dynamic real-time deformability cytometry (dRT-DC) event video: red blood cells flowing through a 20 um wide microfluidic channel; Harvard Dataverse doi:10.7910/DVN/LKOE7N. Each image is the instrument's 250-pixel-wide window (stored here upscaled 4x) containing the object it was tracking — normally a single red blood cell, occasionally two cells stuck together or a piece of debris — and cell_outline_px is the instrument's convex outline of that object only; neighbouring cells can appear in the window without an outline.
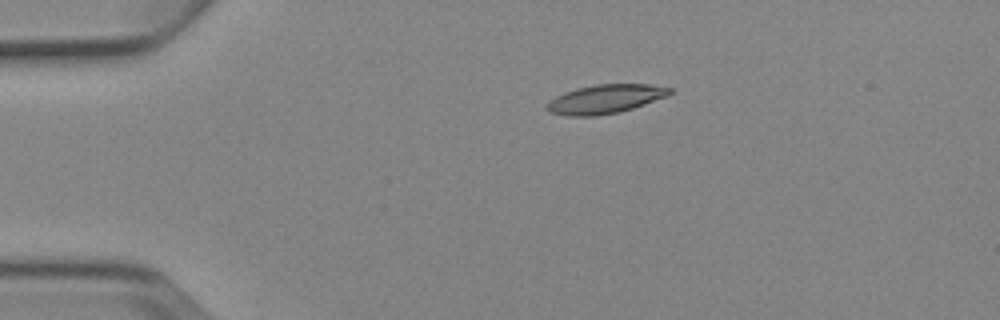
{"species": "Egyptian fruit bat (a non-hibernating species)", "species_latin": "Rousettus aegyptiacus", "temperature_condition": "cold", "stored_images_in_passage": 8, "camera_frame_rate_fps": 3000, "um_per_image_px": 0.085, "animal": {"sex": "female"}, "frame": {"image": 1, "passage_image": 3, "time_ms": 2.333, "image_size_px": [1000, 320], "cell_outline_px": [[672, 92], [668, 96], [632, 108], [616, 112], [596, 116], [568, 116], [548, 112], [544, 108], [556, 96], [564, 92], [576, 88], [596, 84], [652, 84], [672, 88]], "centroid_in_image_um": [51.44, 8.41], "position_along_channel_um": 33.6, "area_um2": 20.63}}
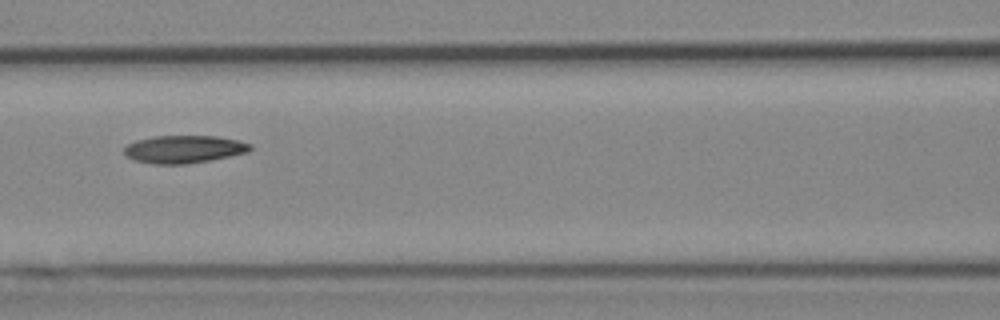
{"frame": {"image": 2, "passage_image": 6, "time_ms": 6.667, "image_size_px": [1000, 320], "cell_outline_px": [[252, 148], [248, 152], [208, 160], [184, 164], [152, 164], [136, 160], [124, 156], [124, 148], [128, 144], [136, 140], [152, 136], [216, 136], [240, 140], [252, 144]], "centroid_in_image_um": [15.62, 12.67], "position_along_channel_um": 151.0, "area_um2": 20.35}}
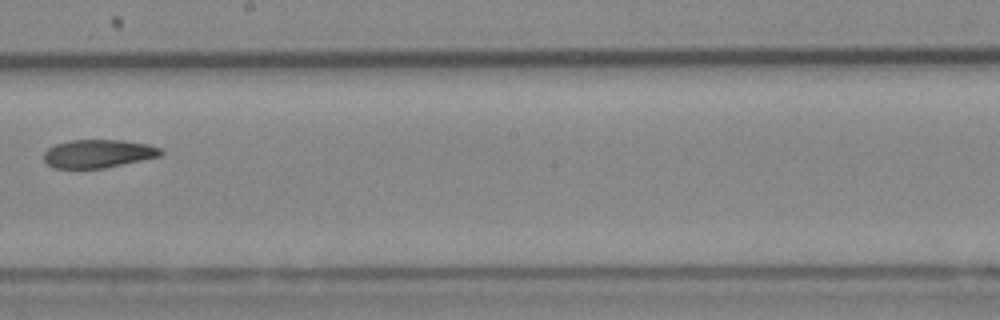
{"frame": {"image": 3, "passage_image": 8, "time_ms": 9.0, "image_size_px": [1000, 320], "cell_outline_px": [[164, 152], [160, 156], [104, 168], [52, 168], [44, 160], [44, 152], [48, 148], [56, 144], [72, 140], [120, 140], [148, 144], [160, 148]], "centroid_in_image_um": [8.34, 13.06], "position_along_channel_um": 239.9, "area_um2": 19.13}}